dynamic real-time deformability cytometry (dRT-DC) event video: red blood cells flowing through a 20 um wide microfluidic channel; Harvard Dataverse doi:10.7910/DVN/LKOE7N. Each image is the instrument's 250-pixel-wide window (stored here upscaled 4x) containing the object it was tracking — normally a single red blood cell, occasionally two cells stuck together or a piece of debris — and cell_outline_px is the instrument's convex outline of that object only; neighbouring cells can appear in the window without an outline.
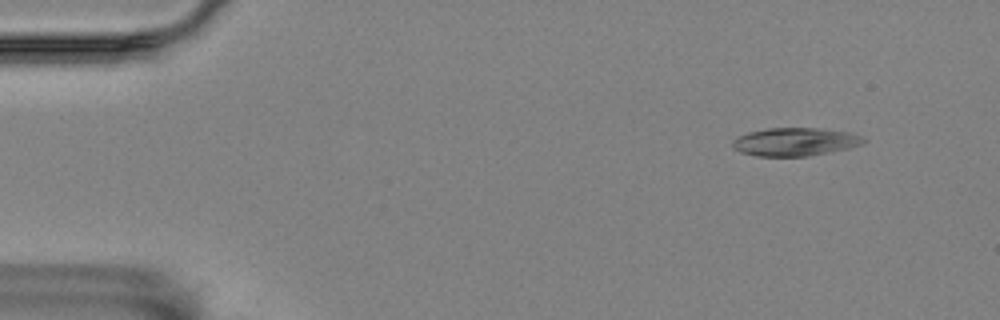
{"species": "Egyptian fruit bat (a non-hibernating species)", "species_latin": "Rousettus aegyptiacus", "temperature_condition": "room temperature", "stored_images_in_passage": 5, "camera_frame_rate_fps": 3000, "um_per_image_px": 0.085, "animal": {"sex": "female"}, "frame": {"image": 1, "passage_image": 1, "time_ms": 0.0, "image_size_px": [1000, 320], "cell_outline_px": [[868, 140], [864, 144], [848, 148], [808, 156], [756, 156], [740, 152], [732, 148], [732, 140], [748, 132], [768, 128], [816, 128], [848, 132], [864, 136]], "centroid_in_image_um": [67.59, 12.05], "position_along_channel_um": 17.4, "area_um2": 21.56}}
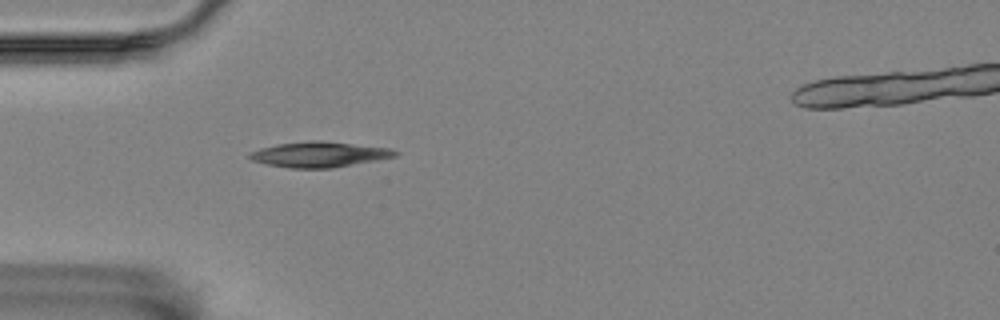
{"frame": {"image": 2, "passage_image": 4, "time_ms": 1.0, "image_size_px": [1000, 320], "cell_outline_px": [[400, 152], [396, 156], [376, 160], [332, 168], [288, 168], [268, 164], [252, 160], [248, 156], [248, 152], [260, 148], [276, 144], [308, 140], [320, 140], [388, 148]], "centroid_in_image_um": [27.1, 13.12], "position_along_channel_um": 57.9, "area_um2": 21.5}}